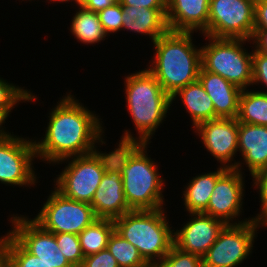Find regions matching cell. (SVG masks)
<instances>
[{"label":"cell","instance_id":"cell-1","mask_svg":"<svg viewBox=\"0 0 267 267\" xmlns=\"http://www.w3.org/2000/svg\"><path fill=\"white\" fill-rule=\"evenodd\" d=\"M44 140L35 141L36 157L58 162L94 152L102 127L95 114L67 95L54 108ZM95 142V143H94Z\"/></svg>","mask_w":267,"mask_h":267},{"label":"cell","instance_id":"cell-2","mask_svg":"<svg viewBox=\"0 0 267 267\" xmlns=\"http://www.w3.org/2000/svg\"><path fill=\"white\" fill-rule=\"evenodd\" d=\"M111 152L112 162L121 172L125 200L131 210L162 208L163 183L157 167L146 156V144L119 143Z\"/></svg>","mask_w":267,"mask_h":267},{"label":"cell","instance_id":"cell-3","mask_svg":"<svg viewBox=\"0 0 267 267\" xmlns=\"http://www.w3.org/2000/svg\"><path fill=\"white\" fill-rule=\"evenodd\" d=\"M191 41V32L169 30L153 42L156 56L148 71L170 97L198 80L201 47L196 49Z\"/></svg>","mask_w":267,"mask_h":267},{"label":"cell","instance_id":"cell-4","mask_svg":"<svg viewBox=\"0 0 267 267\" xmlns=\"http://www.w3.org/2000/svg\"><path fill=\"white\" fill-rule=\"evenodd\" d=\"M125 81L127 109L140 136L136 140L130 132L125 131L120 143L147 144L150 135L166 116L172 103L171 97L148 69L127 76Z\"/></svg>","mask_w":267,"mask_h":267},{"label":"cell","instance_id":"cell-5","mask_svg":"<svg viewBox=\"0 0 267 267\" xmlns=\"http://www.w3.org/2000/svg\"><path fill=\"white\" fill-rule=\"evenodd\" d=\"M165 218L160 208L131 210L113 221L115 231L133 244L143 259L153 266L157 261H161L174 245V233Z\"/></svg>","mask_w":267,"mask_h":267},{"label":"cell","instance_id":"cell-6","mask_svg":"<svg viewBox=\"0 0 267 267\" xmlns=\"http://www.w3.org/2000/svg\"><path fill=\"white\" fill-rule=\"evenodd\" d=\"M206 37L210 42L201 49V67L222 76L242 90L251 85L252 54L241 48L242 42L247 40Z\"/></svg>","mask_w":267,"mask_h":267},{"label":"cell","instance_id":"cell-7","mask_svg":"<svg viewBox=\"0 0 267 267\" xmlns=\"http://www.w3.org/2000/svg\"><path fill=\"white\" fill-rule=\"evenodd\" d=\"M57 178V191L64 197L91 203L107 167L112 163L111 153L96 150L76 156Z\"/></svg>","mask_w":267,"mask_h":267},{"label":"cell","instance_id":"cell-8","mask_svg":"<svg viewBox=\"0 0 267 267\" xmlns=\"http://www.w3.org/2000/svg\"><path fill=\"white\" fill-rule=\"evenodd\" d=\"M54 190L33 219L44 230L53 234H79L98 219L89 203L68 199Z\"/></svg>","mask_w":267,"mask_h":267},{"label":"cell","instance_id":"cell-9","mask_svg":"<svg viewBox=\"0 0 267 267\" xmlns=\"http://www.w3.org/2000/svg\"><path fill=\"white\" fill-rule=\"evenodd\" d=\"M255 0H210L208 36L250 40Z\"/></svg>","mask_w":267,"mask_h":267},{"label":"cell","instance_id":"cell-10","mask_svg":"<svg viewBox=\"0 0 267 267\" xmlns=\"http://www.w3.org/2000/svg\"><path fill=\"white\" fill-rule=\"evenodd\" d=\"M258 225L259 221L254 218L226 224L202 257L203 267H234L242 263L251 252Z\"/></svg>","mask_w":267,"mask_h":267},{"label":"cell","instance_id":"cell-11","mask_svg":"<svg viewBox=\"0 0 267 267\" xmlns=\"http://www.w3.org/2000/svg\"><path fill=\"white\" fill-rule=\"evenodd\" d=\"M35 142L16 136L0 140V181L5 184H34L36 175L32 160L36 156Z\"/></svg>","mask_w":267,"mask_h":267},{"label":"cell","instance_id":"cell-12","mask_svg":"<svg viewBox=\"0 0 267 267\" xmlns=\"http://www.w3.org/2000/svg\"><path fill=\"white\" fill-rule=\"evenodd\" d=\"M240 163L227 165L228 169L217 179L207 208L202 212L214 218L230 223L240 213L243 197V175Z\"/></svg>","mask_w":267,"mask_h":267},{"label":"cell","instance_id":"cell-13","mask_svg":"<svg viewBox=\"0 0 267 267\" xmlns=\"http://www.w3.org/2000/svg\"><path fill=\"white\" fill-rule=\"evenodd\" d=\"M190 214L196 217L174 232V246L202 258L226 224L202 212Z\"/></svg>","mask_w":267,"mask_h":267},{"label":"cell","instance_id":"cell-14","mask_svg":"<svg viewBox=\"0 0 267 267\" xmlns=\"http://www.w3.org/2000/svg\"><path fill=\"white\" fill-rule=\"evenodd\" d=\"M238 127L237 118H217L199 124L196 130L207 150L217 160L226 164L239 151Z\"/></svg>","mask_w":267,"mask_h":267},{"label":"cell","instance_id":"cell-15","mask_svg":"<svg viewBox=\"0 0 267 267\" xmlns=\"http://www.w3.org/2000/svg\"><path fill=\"white\" fill-rule=\"evenodd\" d=\"M90 205L97 218L102 219L114 220L131 211L125 200L121 172L113 162L107 167Z\"/></svg>","mask_w":267,"mask_h":267},{"label":"cell","instance_id":"cell-16","mask_svg":"<svg viewBox=\"0 0 267 267\" xmlns=\"http://www.w3.org/2000/svg\"><path fill=\"white\" fill-rule=\"evenodd\" d=\"M210 0H167V23L170 31L202 30L208 36Z\"/></svg>","mask_w":267,"mask_h":267},{"label":"cell","instance_id":"cell-17","mask_svg":"<svg viewBox=\"0 0 267 267\" xmlns=\"http://www.w3.org/2000/svg\"><path fill=\"white\" fill-rule=\"evenodd\" d=\"M198 80L213 102L215 119L237 118L241 88L202 67L199 70Z\"/></svg>","mask_w":267,"mask_h":267},{"label":"cell","instance_id":"cell-18","mask_svg":"<svg viewBox=\"0 0 267 267\" xmlns=\"http://www.w3.org/2000/svg\"><path fill=\"white\" fill-rule=\"evenodd\" d=\"M11 235L32 255L36 257H65L57 245L53 233L44 230L34 220L14 217Z\"/></svg>","mask_w":267,"mask_h":267},{"label":"cell","instance_id":"cell-19","mask_svg":"<svg viewBox=\"0 0 267 267\" xmlns=\"http://www.w3.org/2000/svg\"><path fill=\"white\" fill-rule=\"evenodd\" d=\"M238 149L252 176L266 168L267 126L239 122Z\"/></svg>","mask_w":267,"mask_h":267},{"label":"cell","instance_id":"cell-20","mask_svg":"<svg viewBox=\"0 0 267 267\" xmlns=\"http://www.w3.org/2000/svg\"><path fill=\"white\" fill-rule=\"evenodd\" d=\"M166 12L167 8L122 6V28L148 34L154 42L169 31Z\"/></svg>","mask_w":267,"mask_h":267},{"label":"cell","instance_id":"cell-21","mask_svg":"<svg viewBox=\"0 0 267 267\" xmlns=\"http://www.w3.org/2000/svg\"><path fill=\"white\" fill-rule=\"evenodd\" d=\"M179 95L185 104L190 117L193 120V128L199 124L215 119V110L211 98L204 90L199 80L188 84L184 88L179 89L171 97V101Z\"/></svg>","mask_w":267,"mask_h":267},{"label":"cell","instance_id":"cell-22","mask_svg":"<svg viewBox=\"0 0 267 267\" xmlns=\"http://www.w3.org/2000/svg\"><path fill=\"white\" fill-rule=\"evenodd\" d=\"M228 169L227 166L218 168L216 172L199 175L191 180L184 191L186 210L189 213L203 212L209 203L217 179Z\"/></svg>","mask_w":267,"mask_h":267},{"label":"cell","instance_id":"cell-23","mask_svg":"<svg viewBox=\"0 0 267 267\" xmlns=\"http://www.w3.org/2000/svg\"><path fill=\"white\" fill-rule=\"evenodd\" d=\"M114 230V221L102 218L96 219L91 225L84 228L78 234L84 257L107 249L109 238Z\"/></svg>","mask_w":267,"mask_h":267},{"label":"cell","instance_id":"cell-24","mask_svg":"<svg viewBox=\"0 0 267 267\" xmlns=\"http://www.w3.org/2000/svg\"><path fill=\"white\" fill-rule=\"evenodd\" d=\"M245 90L239 99L238 122L267 126V92Z\"/></svg>","mask_w":267,"mask_h":267},{"label":"cell","instance_id":"cell-25","mask_svg":"<svg viewBox=\"0 0 267 267\" xmlns=\"http://www.w3.org/2000/svg\"><path fill=\"white\" fill-rule=\"evenodd\" d=\"M75 14L72 20V34L82 43H97L106 37V32L99 20L98 13L85 7Z\"/></svg>","mask_w":267,"mask_h":267},{"label":"cell","instance_id":"cell-26","mask_svg":"<svg viewBox=\"0 0 267 267\" xmlns=\"http://www.w3.org/2000/svg\"><path fill=\"white\" fill-rule=\"evenodd\" d=\"M107 249L114 256L119 267H151L140 255L138 249L115 230L109 238Z\"/></svg>","mask_w":267,"mask_h":267},{"label":"cell","instance_id":"cell-27","mask_svg":"<svg viewBox=\"0 0 267 267\" xmlns=\"http://www.w3.org/2000/svg\"><path fill=\"white\" fill-rule=\"evenodd\" d=\"M9 267H73L69 262H47L42 261L29 253L9 233Z\"/></svg>","mask_w":267,"mask_h":267},{"label":"cell","instance_id":"cell-28","mask_svg":"<svg viewBox=\"0 0 267 267\" xmlns=\"http://www.w3.org/2000/svg\"><path fill=\"white\" fill-rule=\"evenodd\" d=\"M61 253L73 267H81L84 255L81 250L78 234L59 233L54 234Z\"/></svg>","mask_w":267,"mask_h":267},{"label":"cell","instance_id":"cell-29","mask_svg":"<svg viewBox=\"0 0 267 267\" xmlns=\"http://www.w3.org/2000/svg\"><path fill=\"white\" fill-rule=\"evenodd\" d=\"M152 267H203V262L201 257L184 252L173 245L166 256Z\"/></svg>","mask_w":267,"mask_h":267},{"label":"cell","instance_id":"cell-30","mask_svg":"<svg viewBox=\"0 0 267 267\" xmlns=\"http://www.w3.org/2000/svg\"><path fill=\"white\" fill-rule=\"evenodd\" d=\"M36 99L30 92L0 79V108L12 109L21 100Z\"/></svg>","mask_w":267,"mask_h":267},{"label":"cell","instance_id":"cell-31","mask_svg":"<svg viewBox=\"0 0 267 267\" xmlns=\"http://www.w3.org/2000/svg\"><path fill=\"white\" fill-rule=\"evenodd\" d=\"M98 16L106 34L117 32L122 28V5L118 1L99 11Z\"/></svg>","mask_w":267,"mask_h":267},{"label":"cell","instance_id":"cell-32","mask_svg":"<svg viewBox=\"0 0 267 267\" xmlns=\"http://www.w3.org/2000/svg\"><path fill=\"white\" fill-rule=\"evenodd\" d=\"M264 82L267 86V53L254 51L252 53V84Z\"/></svg>","mask_w":267,"mask_h":267},{"label":"cell","instance_id":"cell-33","mask_svg":"<svg viewBox=\"0 0 267 267\" xmlns=\"http://www.w3.org/2000/svg\"><path fill=\"white\" fill-rule=\"evenodd\" d=\"M253 178L255 179L254 184L259 188L260 190V197H261V205H262V213L259 214L256 218L257 221L260 222V224L267 225V167L261 170L260 172L253 175ZM259 186V187H258ZM263 221V222H262Z\"/></svg>","mask_w":267,"mask_h":267},{"label":"cell","instance_id":"cell-34","mask_svg":"<svg viewBox=\"0 0 267 267\" xmlns=\"http://www.w3.org/2000/svg\"><path fill=\"white\" fill-rule=\"evenodd\" d=\"M81 267H119L108 249L84 257Z\"/></svg>","mask_w":267,"mask_h":267},{"label":"cell","instance_id":"cell-35","mask_svg":"<svg viewBox=\"0 0 267 267\" xmlns=\"http://www.w3.org/2000/svg\"><path fill=\"white\" fill-rule=\"evenodd\" d=\"M254 29L267 30V0H255Z\"/></svg>","mask_w":267,"mask_h":267},{"label":"cell","instance_id":"cell-36","mask_svg":"<svg viewBox=\"0 0 267 267\" xmlns=\"http://www.w3.org/2000/svg\"><path fill=\"white\" fill-rule=\"evenodd\" d=\"M122 6L167 8V0H117Z\"/></svg>","mask_w":267,"mask_h":267},{"label":"cell","instance_id":"cell-37","mask_svg":"<svg viewBox=\"0 0 267 267\" xmlns=\"http://www.w3.org/2000/svg\"><path fill=\"white\" fill-rule=\"evenodd\" d=\"M116 1L117 0H80L79 6L85 7L88 10H92L98 13L106 7H110Z\"/></svg>","mask_w":267,"mask_h":267},{"label":"cell","instance_id":"cell-38","mask_svg":"<svg viewBox=\"0 0 267 267\" xmlns=\"http://www.w3.org/2000/svg\"><path fill=\"white\" fill-rule=\"evenodd\" d=\"M256 43L255 51L267 53V30L265 29H254V33L251 37Z\"/></svg>","mask_w":267,"mask_h":267},{"label":"cell","instance_id":"cell-39","mask_svg":"<svg viewBox=\"0 0 267 267\" xmlns=\"http://www.w3.org/2000/svg\"><path fill=\"white\" fill-rule=\"evenodd\" d=\"M0 267H9V234L0 239Z\"/></svg>","mask_w":267,"mask_h":267},{"label":"cell","instance_id":"cell-40","mask_svg":"<svg viewBox=\"0 0 267 267\" xmlns=\"http://www.w3.org/2000/svg\"><path fill=\"white\" fill-rule=\"evenodd\" d=\"M11 111V109H3L0 108V128L2 123L5 122V119H7L9 112ZM9 137H12V135H10L9 133L4 132V130H0V140L3 139H7Z\"/></svg>","mask_w":267,"mask_h":267},{"label":"cell","instance_id":"cell-41","mask_svg":"<svg viewBox=\"0 0 267 267\" xmlns=\"http://www.w3.org/2000/svg\"><path fill=\"white\" fill-rule=\"evenodd\" d=\"M42 261L47 262H69L65 257H39Z\"/></svg>","mask_w":267,"mask_h":267},{"label":"cell","instance_id":"cell-42","mask_svg":"<svg viewBox=\"0 0 267 267\" xmlns=\"http://www.w3.org/2000/svg\"><path fill=\"white\" fill-rule=\"evenodd\" d=\"M52 1H61V2H64V1L66 2V1H67V2H68L69 0H52ZM79 1H80V0H75V2H76L78 5H79Z\"/></svg>","mask_w":267,"mask_h":267}]
</instances>
